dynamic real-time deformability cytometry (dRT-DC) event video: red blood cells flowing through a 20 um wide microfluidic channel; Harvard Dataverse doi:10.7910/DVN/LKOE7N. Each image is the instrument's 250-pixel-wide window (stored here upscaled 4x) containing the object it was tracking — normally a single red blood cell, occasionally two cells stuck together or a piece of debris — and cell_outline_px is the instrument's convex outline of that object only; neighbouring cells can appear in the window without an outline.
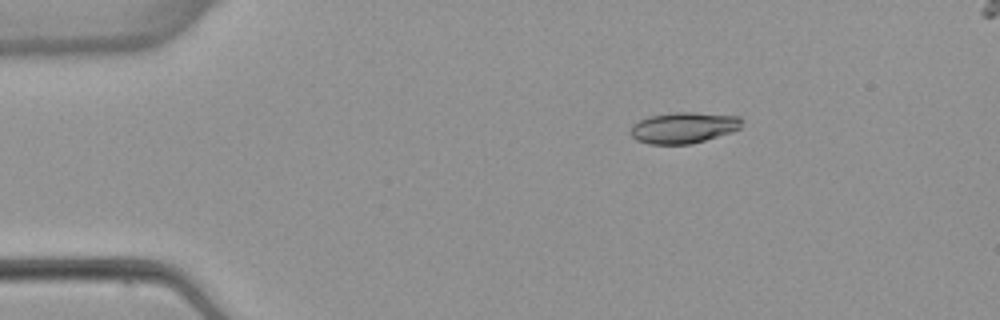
{"species": "common noctule bat (a hibernating species)", "species_latin": "Nyctalus noctula", "temperature_condition": "warm", "stored_images_in_passage": 5, "camera_frame_rate_fps": 3000, "um_per_image_px": 0.085, "animal": {"sex": "female", "body_mass_g": 22.7, "forearm_length_mm": 54.2}, "frame": {"image": 1, "passage_image": 1, "time_ms": 0.0, "image_size_px": [1000, 320], "cell_outline_px": [[744, 120], [740, 128], [732, 132], [692, 144], [648, 144], [636, 140], [628, 132], [632, 124], [648, 116], [676, 112], [692, 112], [740, 116]], "centroid_in_image_um": [58.1, 10.85], "position_along_channel_um": 26.9, "area_um2": 20.4}}
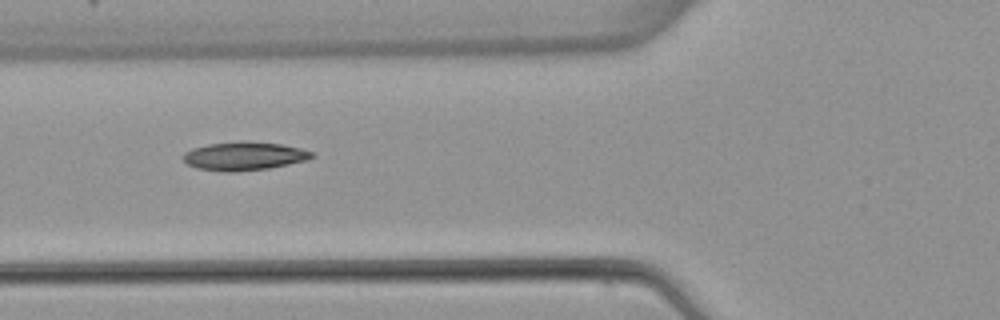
{"frame": {"image": 2, "passage_image": 4, "time_ms": 3.667, "image_size_px": [1000, 320], "cell_outline_px": [[316, 156], [308, 160], [268, 168], [236, 172], [224, 172], [196, 168], [188, 164], [180, 156], [184, 152], [192, 148], [208, 144], [248, 140], [280, 144], [300, 148], [312, 152]], "centroid_in_image_um": [20.73, 13.26], "position_along_channel_um": 105.1, "area_um2": 21.56}}
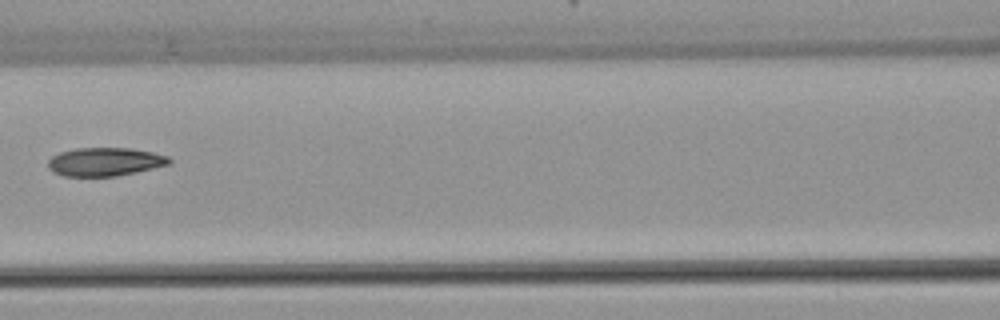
{"frame": {"image": 3, "passage_image": 5, "time_ms": 5.0, "image_size_px": [1000, 320], "cell_outline_px": [[172, 160], [168, 164], [136, 172], [116, 176], [64, 176], [52, 172], [48, 168], [48, 160], [52, 156], [60, 152], [76, 148], [132, 148], [152, 152], [168, 156]], "centroid_in_image_um": [8.89, 13.75], "position_along_channel_um": 157.7, "area_um2": 20.06}}